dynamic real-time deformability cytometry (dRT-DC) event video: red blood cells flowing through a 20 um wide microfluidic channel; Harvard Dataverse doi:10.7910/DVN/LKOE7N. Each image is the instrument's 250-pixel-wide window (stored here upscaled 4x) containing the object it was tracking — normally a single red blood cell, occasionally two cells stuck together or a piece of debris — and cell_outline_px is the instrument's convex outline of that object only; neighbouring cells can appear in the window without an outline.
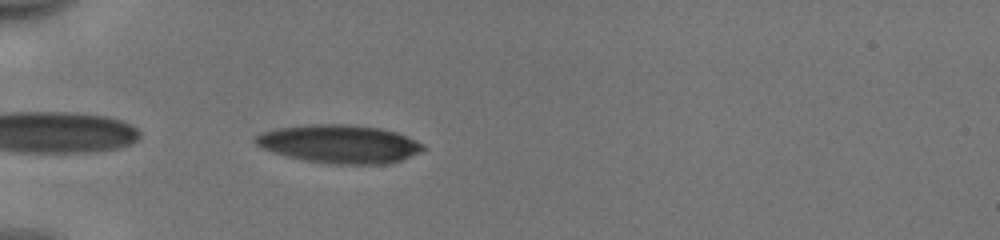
{"species": "human", "species_latin": "Homo sapiens", "temperature_condition": "cold", "stored_images_in_passage": 36, "camera_frame_rate_fps": 3000, "um_per_image_px": 0.085, "donor": {"sex": "male"}, "frame": {"image": 1, "passage_image": 1, "time_ms": 0.0, "image_size_px": [1000, 240], "cell_outline_px": [[428, 148], [420, 152], [400, 160], [384, 164], [332, 164], [300, 160], [272, 152], [256, 144], [252, 140], [256, 136], [264, 132], [276, 128], [308, 124], [348, 124], [380, 128], [396, 132], [416, 140], [424, 144]], "centroid_in_image_um": [28.85, 12.24], "position_along_channel_um": 56.1, "area_um2": 37.57}}
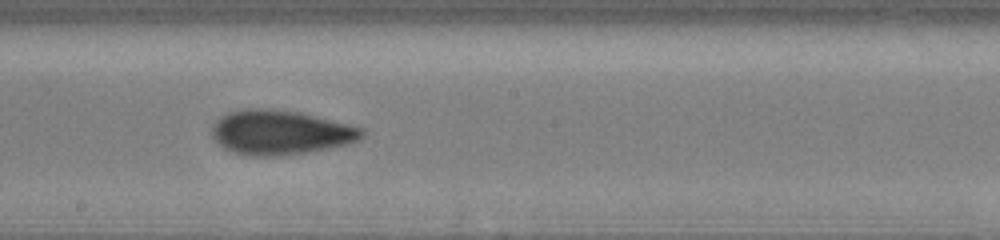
{"frame": {"image": 2, "passage_image": 15, "time_ms": 4.667, "image_size_px": [1000, 240], "cell_outline_px": [[364, 136], [360, 140], [348, 144], [308, 152], [280, 156], [244, 156], [224, 148], [212, 136], [212, 124], [220, 116], [228, 112], [244, 108], [268, 108], [300, 112], [364, 128]], "centroid_in_image_um": [23.82, 11.25], "position_along_channel_um": 224.4, "area_um2": 39.19}}
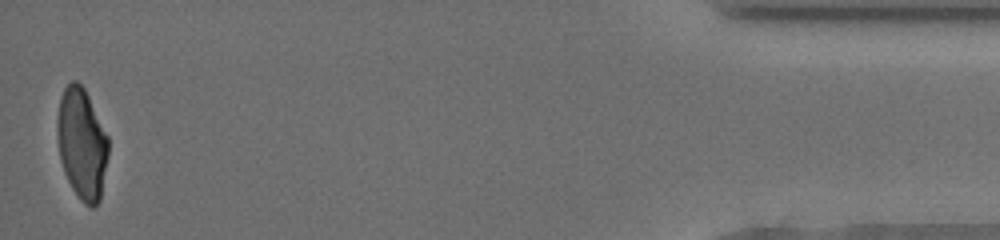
{"frame": {"image": 3, "passage_image": 36, "time_ms": 11.667, "image_size_px": [1000, 240], "cell_outline_px": [[108, 156], [100, 200], [92, 208], [84, 204], [80, 200], [72, 188], [64, 172], [60, 160], [56, 132], [56, 120], [60, 100], [64, 88], [72, 80], [76, 80], [84, 88], [108, 136]], "centroid_in_image_um": [6.95, 12.23], "position_along_channel_um": 428.3, "area_um2": 33.12}, "authors_computed_cell_mechanics": {"area_um2": 37.4833, "velocity_mm_per_s": 3.9732, "shape_relaxation_time_tau1_ms": 4.9635, "shape_relaxation_time_tau2_ms": 1.4895, "deformation_change_tau1": 0.1842, "deformation_change_tau2": 0.0668}}